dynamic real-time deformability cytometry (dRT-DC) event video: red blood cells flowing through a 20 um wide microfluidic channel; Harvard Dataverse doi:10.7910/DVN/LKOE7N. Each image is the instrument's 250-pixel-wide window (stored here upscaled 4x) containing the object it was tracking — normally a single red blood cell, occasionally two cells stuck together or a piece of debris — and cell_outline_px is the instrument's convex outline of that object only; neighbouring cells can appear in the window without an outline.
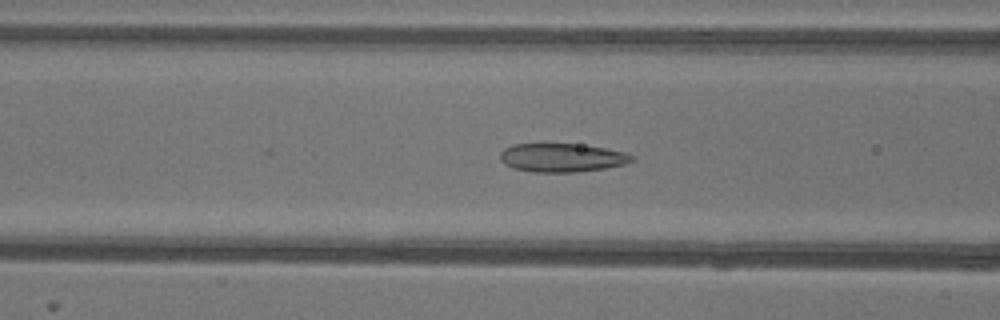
{"species": "common noctule bat (a hibernating species)", "species_latin": "Nyctalus noctula", "temperature_condition": "warm", "stored_images_in_passage": 51, "camera_frame_rate_fps": 3000, "um_per_image_px": 0.085, "animal": {"sex": "female"}, "frame": {"image": 1, "passage_image": 20, "time_ms": 6.333, "image_size_px": [1000, 320], "cell_outline_px": [[636, 160], [624, 164], [604, 168], [576, 172], [536, 172], [512, 168], [504, 164], [500, 160], [500, 152], [504, 148], [512, 144], [576, 144], [604, 148], [624, 152], [632, 156]], "centroid_in_image_um": [47.72, 13.4], "position_along_channel_um": 118.9, "area_um2": 21.85}}
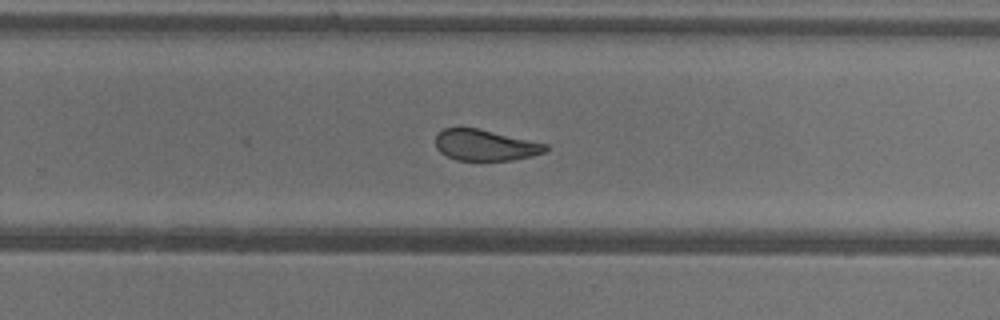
{"frame": {"image": 2, "passage_image": 33, "time_ms": 10.667, "image_size_px": [1000, 320], "cell_outline_px": [[548, 148], [544, 152], [532, 156], [512, 160], [456, 160], [440, 152], [436, 148], [436, 136], [444, 128], [476, 128], [548, 144]], "centroid_in_image_um": [41.24, 12.34], "position_along_channel_um": 288.6, "area_um2": 19.65}}
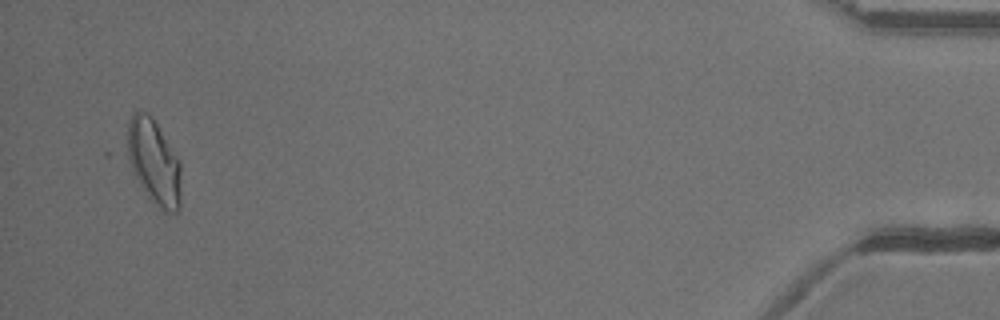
{"frame": {"image": 3, "passage_image": 50, "time_ms": 16.333, "image_size_px": [1000, 320], "cell_outline_px": [[180, 208], [176, 212], [168, 212], [160, 208], [144, 192], [120, 152], [128, 120], [132, 112], [144, 112], [152, 116], [180, 160]], "centroid_in_image_um": [12.96, 13.69], "position_along_channel_um": 422.2, "area_um2": 27.98}, "authors_computed_cell_mechanics": {"area_um2": 23.12, "velocity_mm_per_s": 3.9254, "shape_relaxation_time_tau1_ms": null, "shape_relaxation_time_tau2_ms": 1.2558, "deformation_change_tau1": null, "deformation_change_tau2": 0.0834}}